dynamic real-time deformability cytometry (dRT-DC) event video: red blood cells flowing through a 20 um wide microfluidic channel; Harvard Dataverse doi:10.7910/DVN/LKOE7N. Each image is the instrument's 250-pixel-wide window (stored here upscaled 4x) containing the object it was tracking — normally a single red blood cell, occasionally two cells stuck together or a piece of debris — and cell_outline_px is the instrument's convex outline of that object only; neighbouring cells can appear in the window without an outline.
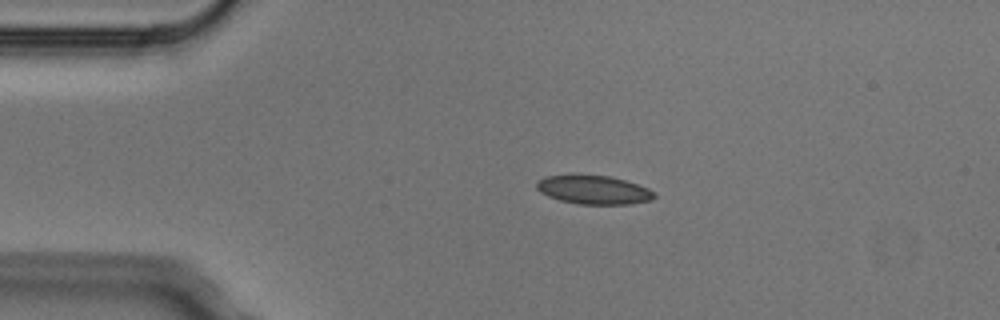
{"species": "Egyptian fruit bat (a non-hibernating species)", "species_latin": "Rousettus aegyptiacus", "temperature_condition": "cold", "stored_images_in_passage": 4, "camera_frame_rate_fps": 3000, "um_per_image_px": 0.085, "animal": {"sex": "male"}, "frame": {"image": 1, "passage_image": 2, "time_ms": 0.333, "image_size_px": [1000, 320], "cell_outline_px": [[656, 196], [652, 200], [628, 204], [580, 204], [560, 200], [548, 196], [540, 192], [536, 188], [536, 180], [544, 176], [608, 176], [624, 180], [648, 188]], "centroid_in_image_um": [50.43, 16.15], "position_along_channel_um": 34.6, "area_um2": 19.31}}
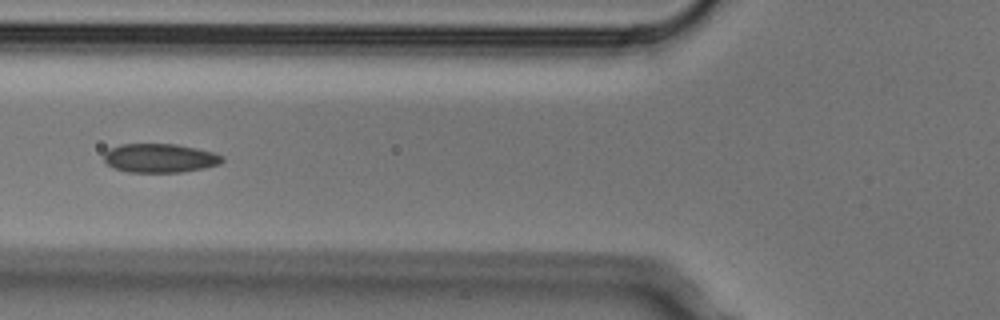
{"frame": {"image": 2, "passage_image": 4, "time_ms": 1.0, "image_size_px": [1000, 320], "cell_outline_px": [[224, 160], [220, 164], [204, 168], [180, 172], [128, 172], [112, 168], [104, 160], [104, 152], [108, 148], [120, 144], [176, 144], [196, 148], [212, 152], [224, 156]], "centroid_in_image_um": [13.56, 13.43], "position_along_channel_um": 112.2, "area_um2": 20.06}}